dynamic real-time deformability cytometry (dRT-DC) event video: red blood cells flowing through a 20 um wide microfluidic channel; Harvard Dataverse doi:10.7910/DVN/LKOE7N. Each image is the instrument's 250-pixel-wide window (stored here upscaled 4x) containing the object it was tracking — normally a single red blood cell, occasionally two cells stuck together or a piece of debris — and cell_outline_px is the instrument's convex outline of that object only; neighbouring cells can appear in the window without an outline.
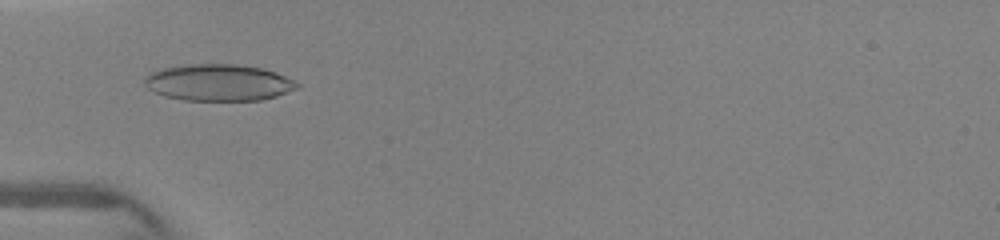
{"species": "human", "species_latin": "Homo sapiens", "temperature_condition": "warm", "stored_images_in_passage": 64, "camera_frame_rate_fps": 3000, "um_per_image_px": 0.085, "donor": {"sex": "female"}, "frame": {"image": 1, "passage_image": 8, "time_ms": 1.0, "image_size_px": [1000, 240], "cell_outline_px": [[300, 88], [276, 96], [260, 100], [184, 100], [164, 96], [148, 88], [144, 84], [144, 80], [152, 72], [164, 68], [188, 64], [236, 64], [264, 68], [276, 72], [300, 84]], "centroid_in_image_um": [18.61, 7.01], "position_along_channel_um": 66.4, "area_um2": 32.43}}
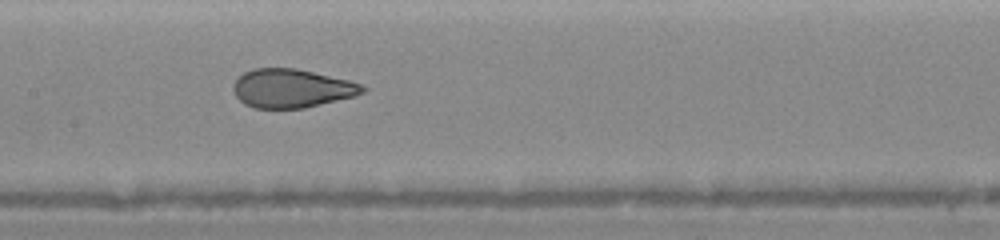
{"frame": {"image": 2, "passage_image": 29, "time_ms": 3.667, "image_size_px": [1000, 240], "cell_outline_px": [[368, 88], [364, 92], [356, 96], [304, 108], [256, 108], [244, 104], [236, 96], [232, 88], [232, 84], [244, 72], [252, 68], [296, 68], [348, 80], [360, 84]], "centroid_in_image_um": [24.79, 7.51], "position_along_channel_um": 182.6, "area_um2": 29.13}}
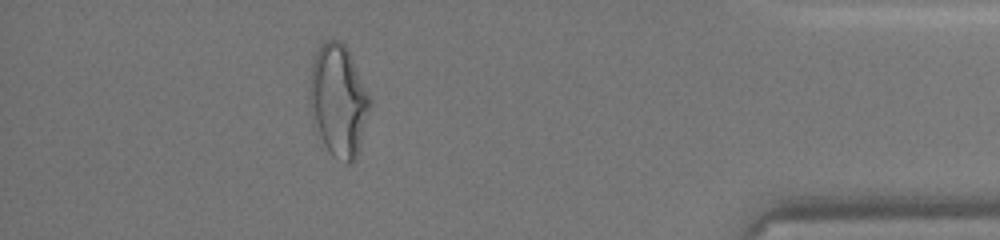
{"frame": {"image": 3, "passage_image": 56, "time_ms": 9.667, "image_size_px": [1000, 240], "cell_outline_px": [[372, 104], [360, 148], [356, 160], [352, 164], [348, 164], [332, 156], [328, 152], [312, 124], [308, 104], [308, 88], [312, 64], [316, 52], [320, 44], [324, 40], [340, 40], [348, 48], [372, 100]], "centroid_in_image_um": [28.75, 8.57], "position_along_channel_um": 406.4, "area_um2": 40.52}}